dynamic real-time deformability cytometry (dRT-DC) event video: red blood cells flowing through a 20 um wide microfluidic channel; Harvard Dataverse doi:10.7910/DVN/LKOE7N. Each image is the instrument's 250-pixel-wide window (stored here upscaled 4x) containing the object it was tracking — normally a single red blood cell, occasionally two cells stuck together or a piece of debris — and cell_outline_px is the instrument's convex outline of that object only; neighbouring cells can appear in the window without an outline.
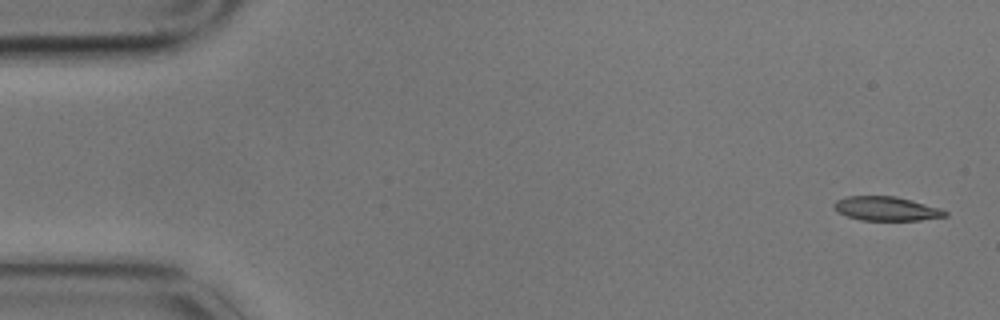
{"species": "common noctule bat (a hibernating species)", "species_latin": "Nyctalus noctula", "temperature_condition": "cold", "stored_images_in_passage": 4, "camera_frame_rate_fps": 3000, "um_per_image_px": 0.085, "animal": {"sex": "male", "body_mass_g": 17.9}, "frame": {"image": 1, "passage_image": 1, "time_ms": 0.0, "image_size_px": [1000, 320], "cell_outline_px": [[948, 216], [920, 220], [860, 220], [836, 212], [832, 204], [836, 200], [844, 196], [896, 196], [940, 208], [948, 212]], "centroid_in_image_um": [75.3, 17.73], "position_along_channel_um": 9.7, "area_um2": 15.66}}
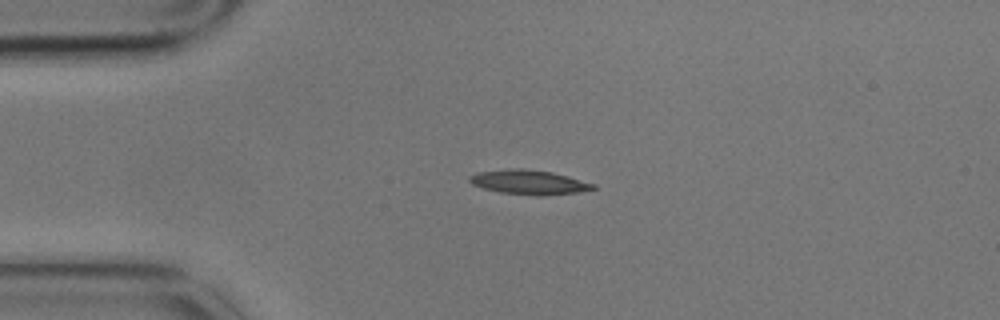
{"frame": {"image": 2, "passage_image": 4, "time_ms": 1.0, "image_size_px": [1000, 320], "cell_outline_px": [[596, 188], [580, 192], [540, 196], [536, 196], [500, 192], [484, 188], [472, 184], [468, 180], [468, 176], [476, 172], [512, 168], [520, 168], [552, 172], [568, 176], [596, 184]], "centroid_in_image_um": [44.96, 15.48], "position_along_channel_um": 40.0, "area_um2": 17.69}}